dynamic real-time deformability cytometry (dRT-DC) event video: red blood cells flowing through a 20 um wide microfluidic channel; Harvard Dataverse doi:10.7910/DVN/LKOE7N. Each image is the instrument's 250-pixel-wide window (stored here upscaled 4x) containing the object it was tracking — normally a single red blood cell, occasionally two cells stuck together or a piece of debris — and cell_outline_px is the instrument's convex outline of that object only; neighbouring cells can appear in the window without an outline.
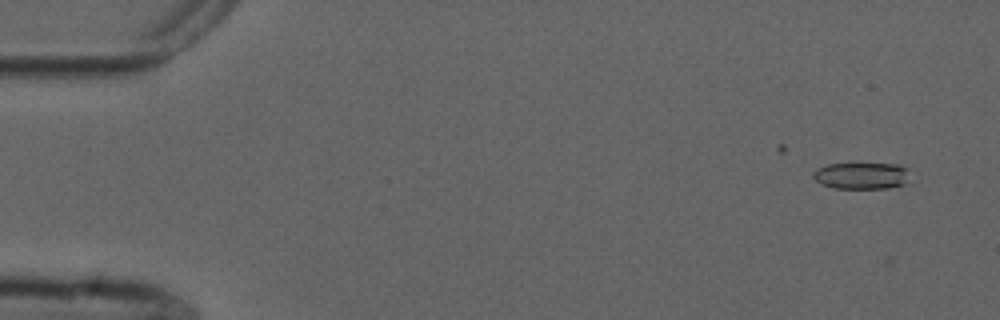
{"species": "common noctule bat (a hibernating species)", "species_latin": "Nyctalus noctula", "temperature_condition": "cold", "stored_images_in_passage": 3, "camera_frame_rate_fps": 3000, "um_per_image_px": 0.085, "animal": {"sex": "male", "forearm_length_mm": 52.5}, "frame": {"image": 1, "passage_image": 2, "time_ms": 0.333, "image_size_px": [1000, 320], "cell_outline_px": [[908, 168], [904, 184], [888, 188], [836, 188], [820, 184], [812, 176], [812, 172], [816, 168], [828, 164], [900, 164]], "centroid_in_image_um": [73.18, 14.93], "position_along_channel_um": 11.8, "area_um2": 14.91}}